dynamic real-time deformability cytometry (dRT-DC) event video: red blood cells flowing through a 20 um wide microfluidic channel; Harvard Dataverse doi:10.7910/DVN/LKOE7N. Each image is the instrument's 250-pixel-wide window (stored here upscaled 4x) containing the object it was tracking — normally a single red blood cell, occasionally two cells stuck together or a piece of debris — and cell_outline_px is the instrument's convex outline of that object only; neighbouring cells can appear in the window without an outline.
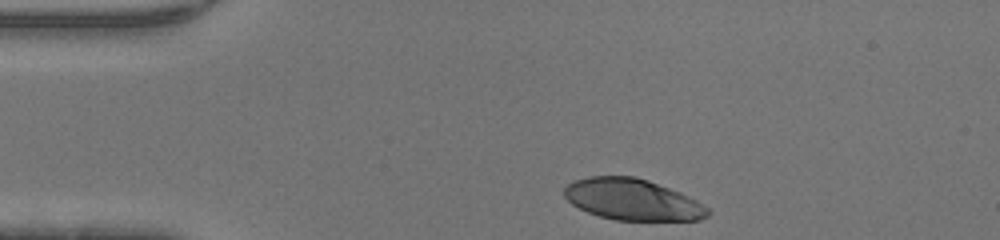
{"species": "human", "species_latin": "Homo sapiens", "temperature_condition": "warm", "stored_images_in_passage": 30, "camera_frame_rate_fps": 3000, "um_per_image_px": 0.085, "donor": {"sex": "male"}, "frame": {"image": 1, "passage_image": 1, "time_ms": 0.0, "image_size_px": [1000, 240], "cell_outline_px": [[712, 212], [708, 216], [700, 220], [616, 220], [600, 216], [588, 212], [572, 204], [564, 196], [564, 188], [568, 184], [576, 180], [588, 176], [632, 176], [648, 180], [680, 192], [696, 200], [708, 208]], "centroid_in_image_um": [53.77, 16.96], "position_along_channel_um": 31.2, "area_um2": 34.39}}
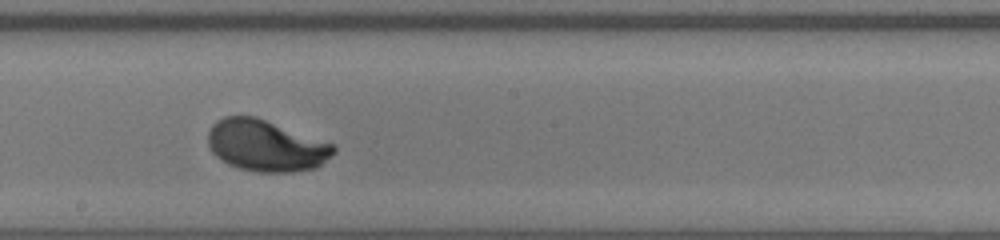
{"frame": {"image": 2, "passage_image": 18, "time_ms": 5.667, "image_size_px": [1000, 240], "cell_outline_px": [[336, 152], [332, 156], [316, 168], [292, 172], [260, 172], [240, 168], [228, 164], [216, 156], [212, 152], [208, 144], [208, 132], [212, 124], [216, 120], [224, 116], [256, 116], [332, 144], [336, 148]], "centroid_in_image_um": [22.59, 12.38], "position_along_channel_um": 225.6, "area_um2": 37.51}}
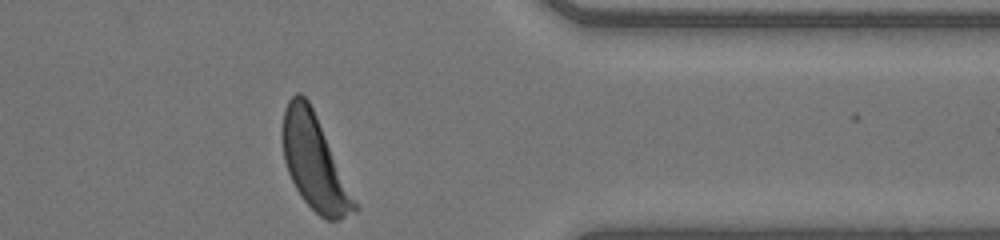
{"frame": {"image": 3, "passage_image": 30, "time_ms": 9.667, "image_size_px": [1000, 240], "cell_outline_px": [[360, 208], [356, 212], [340, 220], [324, 220], [300, 196], [288, 172], [284, 160], [280, 132], [284, 108], [288, 100], [296, 92], [300, 92], [308, 100], [316, 116]], "centroid_in_image_um": [26.7, 13.81], "position_along_channel_um": 384.7, "area_um2": 39.54}}